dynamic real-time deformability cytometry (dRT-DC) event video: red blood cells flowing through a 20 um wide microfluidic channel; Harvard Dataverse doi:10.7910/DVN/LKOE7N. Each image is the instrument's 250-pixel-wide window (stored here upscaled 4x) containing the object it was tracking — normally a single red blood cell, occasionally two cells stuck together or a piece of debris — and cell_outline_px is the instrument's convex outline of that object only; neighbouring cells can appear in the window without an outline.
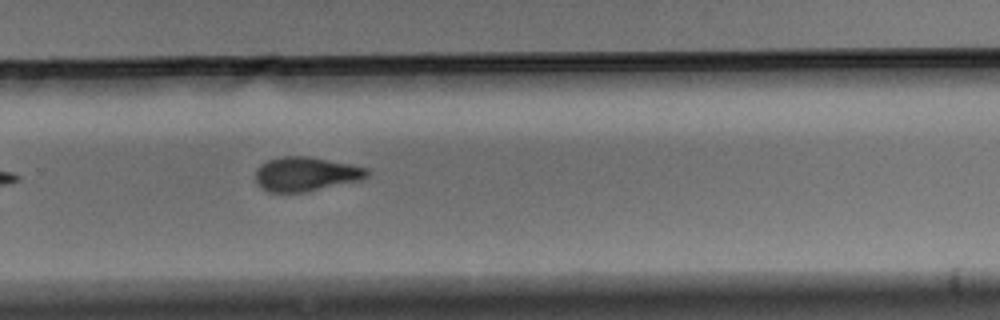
{"species": "Egyptian fruit bat (a non-hibernating species)", "species_latin": "Rousettus aegyptiacus", "temperature_condition": "warm", "stored_images_in_passage": 7, "camera_frame_rate_fps": 3000, "um_per_image_px": 0.085, "animal": {"sex": "male"}, "frame": {"image": 1, "passage_image": 7, "time_ms": 2.0, "image_size_px": [1000, 320], "cell_outline_px": [[372, 172], [364, 180], [304, 192], [268, 192], [260, 188], [256, 184], [256, 168], [260, 164], [268, 160], [284, 156], [308, 156], [368, 168]], "centroid_in_image_um": [26.01, 14.8], "position_along_channel_um": 303.8, "area_um2": 22.48}}